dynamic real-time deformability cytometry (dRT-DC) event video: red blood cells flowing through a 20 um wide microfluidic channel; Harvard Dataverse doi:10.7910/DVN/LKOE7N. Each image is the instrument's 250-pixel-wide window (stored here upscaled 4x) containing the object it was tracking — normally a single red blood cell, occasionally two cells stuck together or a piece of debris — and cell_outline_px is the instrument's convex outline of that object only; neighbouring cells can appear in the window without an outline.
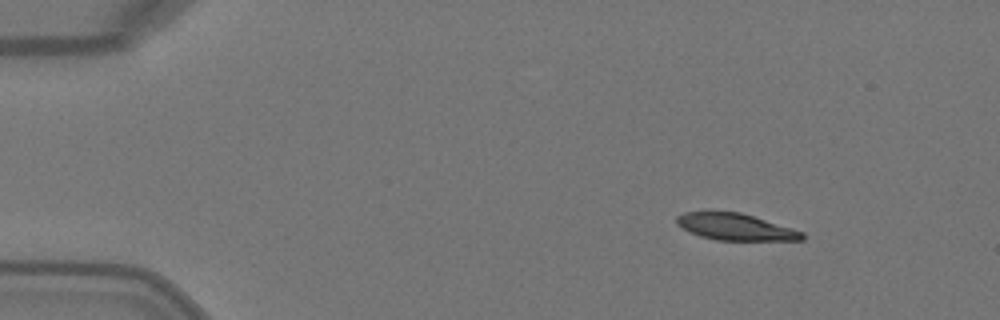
{"species": "Egyptian fruit bat (a non-hibernating species)", "species_latin": "Rousettus aegyptiacus", "temperature_condition": "warm", "stored_images_in_passage": 4, "camera_frame_rate_fps": 3000, "um_per_image_px": 0.085, "animal": {"sex": "female"}, "frame": {"image": 1, "passage_image": 1, "time_ms": 0.0, "image_size_px": [1000, 320], "cell_outline_px": [[804, 240], [716, 240], [700, 236], [676, 224], [676, 216], [684, 212], [740, 212], [792, 228], [804, 232]], "centroid_in_image_um": [62.52, 19.29], "position_along_channel_um": 22.5, "area_um2": 19.25}}
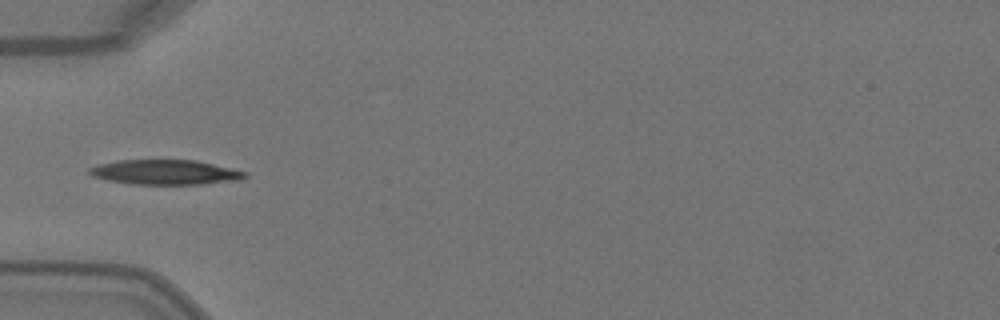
{"frame": {"image": 2, "passage_image": 4, "time_ms": 1.0, "image_size_px": [1000, 320], "cell_outline_px": [[248, 176], [240, 180], [204, 184], [132, 184], [108, 180], [92, 176], [88, 172], [88, 168], [100, 164], [116, 160], [196, 160], [248, 172]], "centroid_in_image_um": [14.06, 14.64], "position_along_channel_um": 70.9, "area_um2": 22.54}}